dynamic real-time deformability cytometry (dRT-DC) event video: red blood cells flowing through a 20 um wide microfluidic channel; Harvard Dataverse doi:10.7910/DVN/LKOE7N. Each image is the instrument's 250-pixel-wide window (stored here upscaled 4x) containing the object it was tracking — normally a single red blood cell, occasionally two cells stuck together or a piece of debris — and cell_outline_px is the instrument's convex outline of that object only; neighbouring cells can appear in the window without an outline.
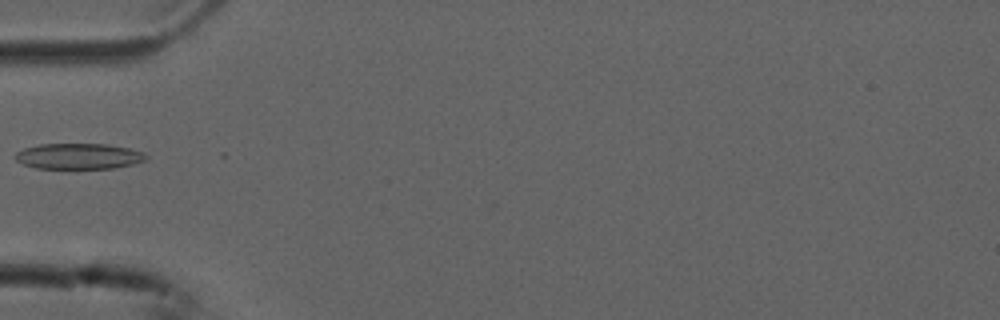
{"species": "common noctule bat (a hibernating species)", "species_latin": "Nyctalus noctula", "temperature_condition": "cold", "stored_images_in_passage": 4, "camera_frame_rate_fps": 3000, "um_per_image_px": 0.085, "animal": {"sex": "male", "forearm_length_mm": 52.5}, "frame": {"image": 1, "passage_image": 4, "time_ms": 1.0, "image_size_px": [1000, 320], "cell_outline_px": [[148, 156], [144, 160], [132, 164], [116, 168], [36, 168], [24, 164], [16, 160], [12, 156], [16, 152], [24, 148], [40, 144], [108, 144], [128, 148], [144, 152]], "centroid_in_image_um": [6.67, 13.27], "position_along_channel_um": 78.3, "area_um2": 19.59}}